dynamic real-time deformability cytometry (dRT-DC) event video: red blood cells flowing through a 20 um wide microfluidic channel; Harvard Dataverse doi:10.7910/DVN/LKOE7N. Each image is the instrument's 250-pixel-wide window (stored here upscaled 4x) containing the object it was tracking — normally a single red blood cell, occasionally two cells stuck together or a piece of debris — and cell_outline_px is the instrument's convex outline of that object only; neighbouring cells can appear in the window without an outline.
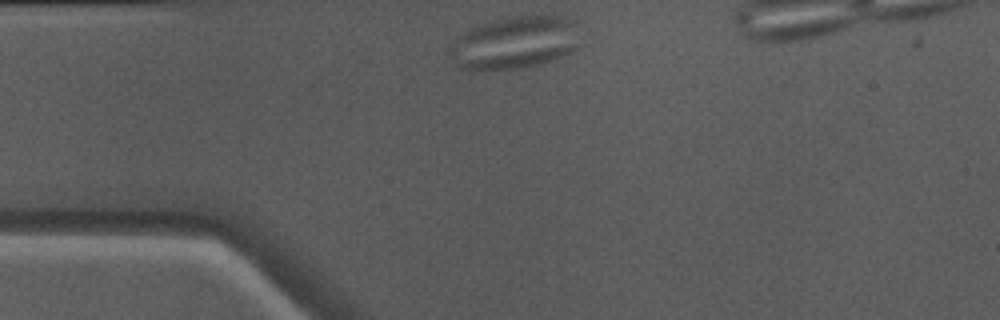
{"species": "Egyptian fruit bat (a non-hibernating species)", "species_latin": "Rousettus aegyptiacus", "temperature_condition": "warm", "stored_images_in_passage": 30, "camera_frame_rate_fps": 3000, "um_per_image_px": 0.085, "animal": {"sex": "male"}, "frame": {"image": 1, "passage_image": 1, "time_ms": 0.0, "image_size_px": [1000, 320], "cell_outline_px": [[584, 44], [560, 56], [540, 64], [524, 68], [460, 68], [456, 64], [448, 52], [448, 48], [468, 28], [476, 24], [508, 16], [564, 16], [576, 20]], "centroid_in_image_um": [43.84, 3.58], "position_along_channel_um": 41.2, "area_um2": 40.17}}
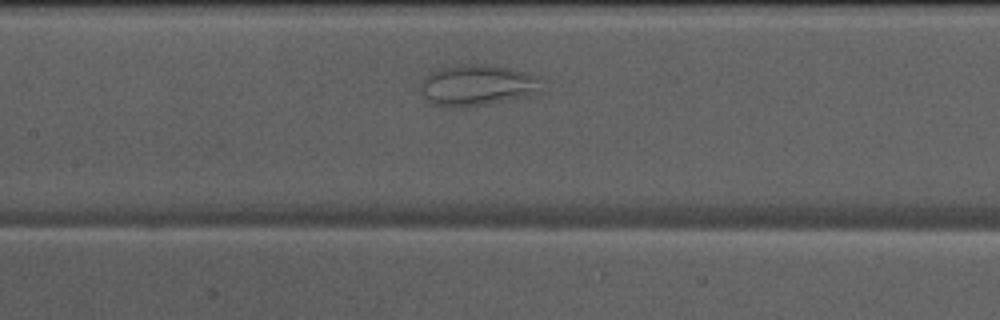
{"frame": {"image": 2, "passage_image": 12, "time_ms": 3.667, "image_size_px": [1000, 320], "cell_outline_px": [[544, 80], [540, 92], [528, 96], [456, 108], [448, 108], [432, 104], [424, 96], [420, 88], [424, 80], [432, 72], [444, 68], [460, 64], [484, 64], [508, 68], [540, 76]], "centroid_in_image_um": [40.62, 7.24], "position_along_channel_um": 166.8, "area_um2": 28.67}}
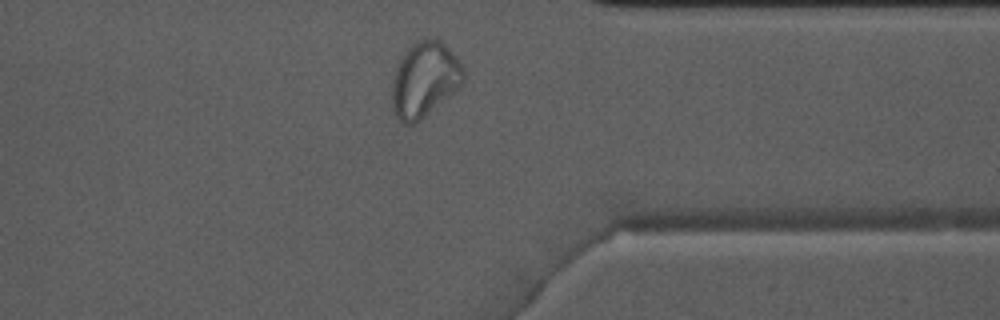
{"frame": {"image": 3, "passage_image": 28, "time_ms": 9.0, "image_size_px": [1000, 320], "cell_outline_px": [[464, 80], [456, 88], [420, 120], [412, 124], [400, 124], [396, 120], [392, 108], [392, 76], [400, 56], [416, 40], [440, 40], [456, 56], [464, 72]], "centroid_in_image_um": [36.01, 6.77], "position_along_channel_um": 375.4, "area_um2": 30.98}}